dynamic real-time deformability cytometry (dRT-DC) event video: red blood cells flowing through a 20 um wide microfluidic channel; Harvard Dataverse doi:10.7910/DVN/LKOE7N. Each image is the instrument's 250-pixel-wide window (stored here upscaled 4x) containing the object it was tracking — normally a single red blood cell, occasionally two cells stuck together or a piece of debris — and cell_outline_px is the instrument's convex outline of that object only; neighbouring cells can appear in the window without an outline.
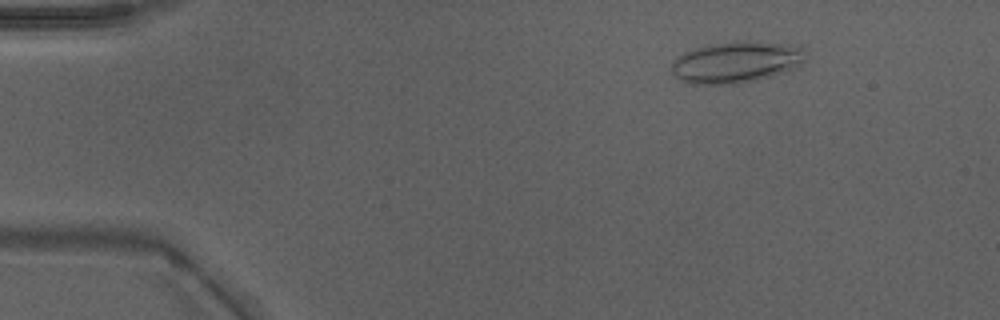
{"species": "Egyptian fruit bat (a non-hibernating species)", "species_latin": "Rousettus aegyptiacus", "temperature_condition": "warm", "stored_images_in_passage": 49, "camera_frame_rate_fps": 3000, "um_per_image_px": 0.085, "animal": {"sex": "male"}, "frame": {"image": 1, "passage_image": 7, "time_ms": 2.0, "image_size_px": [1000, 320], "cell_outline_px": [[804, 60], [792, 68], [772, 76], [756, 80], [736, 84], [688, 84], [680, 80], [672, 72], [672, 60], [684, 52], [708, 44], [736, 40], [748, 40], [800, 44], [804, 48]], "centroid_in_image_um": [62.57, 5.25], "position_along_channel_um": 22.4, "area_um2": 32.83}}
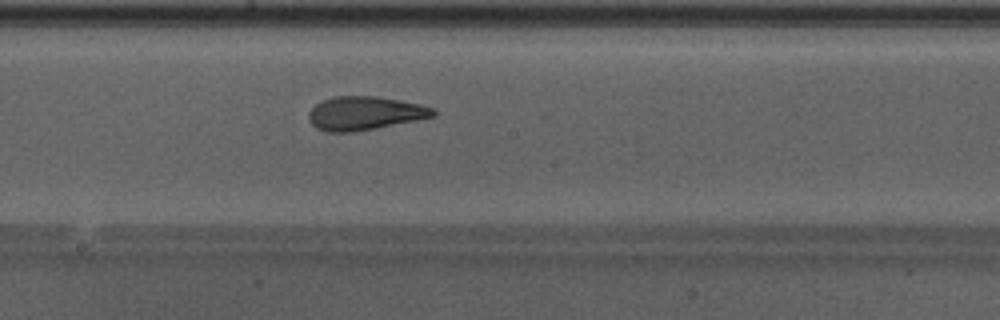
{"frame": {"image": 2, "passage_image": 27, "time_ms": 8.667, "image_size_px": [1000, 320], "cell_outline_px": [[436, 116], [376, 128], [352, 132], [328, 132], [316, 128], [308, 120], [308, 112], [320, 100], [332, 96], [376, 96], [400, 100], [420, 104], [432, 108], [436, 112]], "centroid_in_image_um": [30.96, 9.62], "position_along_channel_um": 217.2, "area_um2": 24.45}}
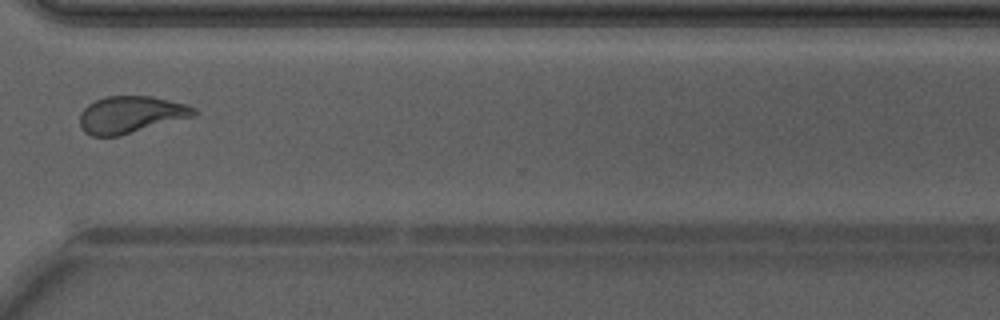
{"frame": {"image": 3, "passage_image": 37, "time_ms": 12.0, "image_size_px": [1000, 320], "cell_outline_px": [[196, 116], [120, 136], [92, 136], [84, 132], [80, 124], [80, 112], [88, 104], [104, 96], [152, 96], [188, 104], [196, 108]], "centroid_in_image_um": [11.14, 9.74], "position_along_channel_um": 359.5, "area_um2": 24.91}, "authors_computed_cell_mechanics": {"area_um2": 25.0852, "velocity_mm_per_s": 4.2704, "shape_relaxation_time_tau1_ms": 6.8432, "shape_relaxation_time_tau2_ms": 1.2517, "deformation_change_tau1": 0.174, "deformation_change_tau2": 0.0853}}